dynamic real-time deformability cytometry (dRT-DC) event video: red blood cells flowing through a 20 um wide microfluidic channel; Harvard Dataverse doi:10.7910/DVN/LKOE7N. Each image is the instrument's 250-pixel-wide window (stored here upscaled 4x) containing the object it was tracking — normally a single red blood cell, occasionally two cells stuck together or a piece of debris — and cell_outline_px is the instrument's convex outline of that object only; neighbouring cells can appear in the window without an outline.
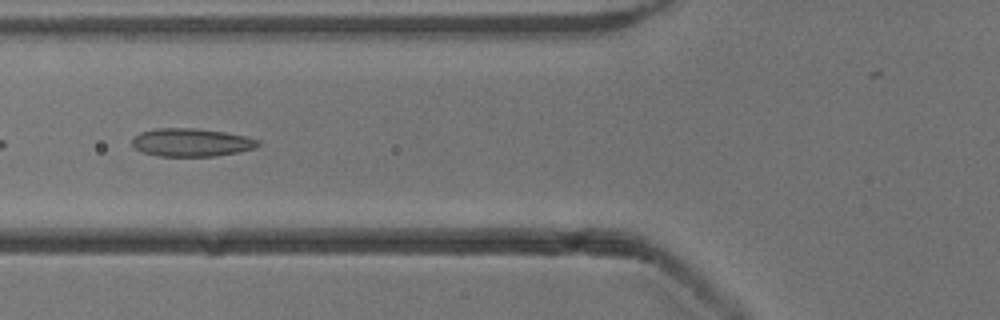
{"species": "common noctule bat (a hibernating species)", "species_latin": "Nyctalus noctula", "temperature_condition": "cold", "stored_images_in_passage": 21, "camera_frame_rate_fps": 3000, "um_per_image_px": 0.085, "animal": {"sex": "male", "body_mass_g": 13.3}, "frame": {"image": 1, "passage_image": 10, "time_ms": 3.0, "image_size_px": [1000, 320], "cell_outline_px": [[260, 144], [256, 148], [240, 152], [216, 156], [156, 156], [140, 152], [132, 144], [132, 140], [140, 132], [156, 128], [196, 128], [224, 132], [244, 136], [260, 140]], "centroid_in_image_um": [16.27, 12.11], "position_along_channel_um": 109.5, "area_um2": 20.75}}